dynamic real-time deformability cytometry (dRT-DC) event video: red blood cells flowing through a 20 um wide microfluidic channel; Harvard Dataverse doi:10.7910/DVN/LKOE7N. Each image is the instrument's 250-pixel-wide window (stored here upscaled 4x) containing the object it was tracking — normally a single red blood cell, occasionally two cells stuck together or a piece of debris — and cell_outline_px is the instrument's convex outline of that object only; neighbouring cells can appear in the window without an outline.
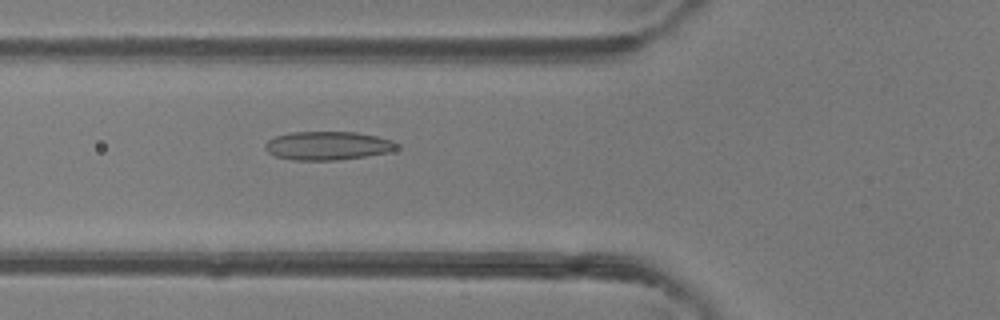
{"species": "common noctule bat (a hibernating species)", "species_latin": "Nyctalus noctula", "temperature_condition": "room temperature", "stored_images_in_passage": 32, "camera_frame_rate_fps": 3000, "um_per_image_px": 0.085, "animal": {"sex": "female"}, "frame": {"image": 1, "passage_image": 3, "time_ms": 0.667, "image_size_px": [1000, 320], "cell_outline_px": [[400, 144], [396, 148], [388, 152], [364, 156], [336, 160], [292, 160], [276, 156], [268, 152], [264, 148], [264, 144], [268, 140], [276, 136], [292, 132], [356, 132], [376, 136], [392, 140]], "centroid_in_image_um": [27.83, 12.38], "position_along_channel_um": 98.0, "area_um2": 21.79}}
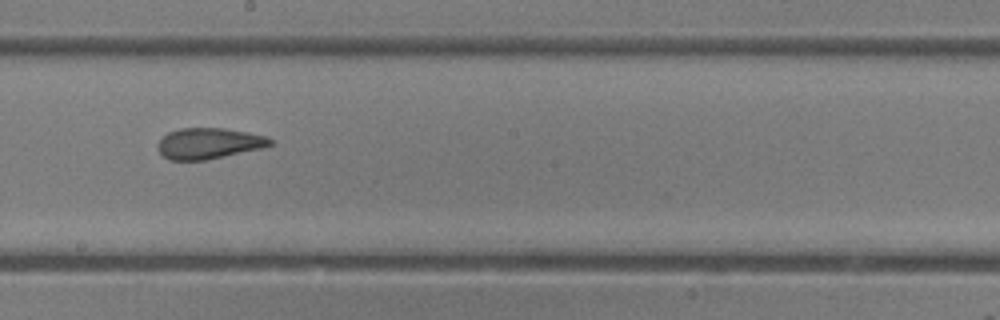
{"frame": {"image": 2, "passage_image": 12, "time_ms": 3.667, "image_size_px": [1000, 320], "cell_outline_px": [[272, 144], [264, 148], [204, 160], [168, 160], [156, 148], [156, 144], [168, 132], [180, 128], [224, 128], [248, 132], [268, 136], [272, 140]], "centroid_in_image_um": [17.75, 12.18], "position_along_channel_um": 230.4, "area_um2": 20.35}}
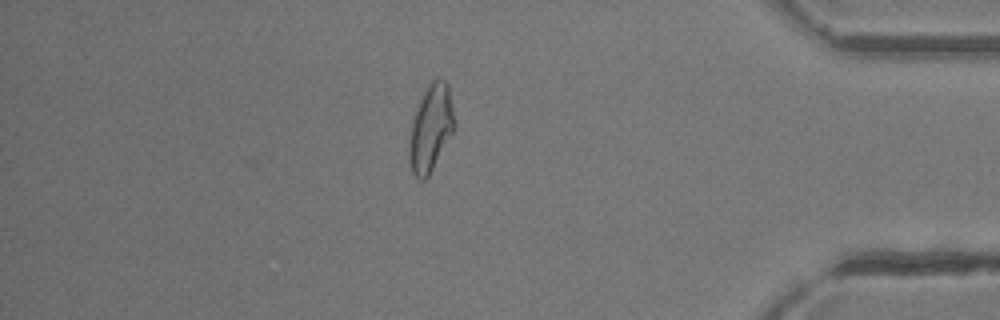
{"frame": {"image": 3, "passage_image": 26, "time_ms": 8.333, "image_size_px": [1000, 320], "cell_outline_px": [[456, 128], [428, 176], [424, 180], [420, 180], [412, 172], [408, 156], [408, 148], [412, 120], [420, 96], [428, 84], [436, 76], [444, 80], [448, 84]], "centroid_in_image_um": [36.61, 10.86], "position_along_channel_um": 398.6, "area_um2": 23.06}, "authors_computed_cell_mechanics": {"area_um2": 21.2126, "velocity_mm_per_s": 4.4111, "shape_relaxation_time_tau1_ms": null, "shape_relaxation_time_tau2_ms": 1.4854, "deformation_change_tau1": null, "deformation_change_tau2": 0.0908}}